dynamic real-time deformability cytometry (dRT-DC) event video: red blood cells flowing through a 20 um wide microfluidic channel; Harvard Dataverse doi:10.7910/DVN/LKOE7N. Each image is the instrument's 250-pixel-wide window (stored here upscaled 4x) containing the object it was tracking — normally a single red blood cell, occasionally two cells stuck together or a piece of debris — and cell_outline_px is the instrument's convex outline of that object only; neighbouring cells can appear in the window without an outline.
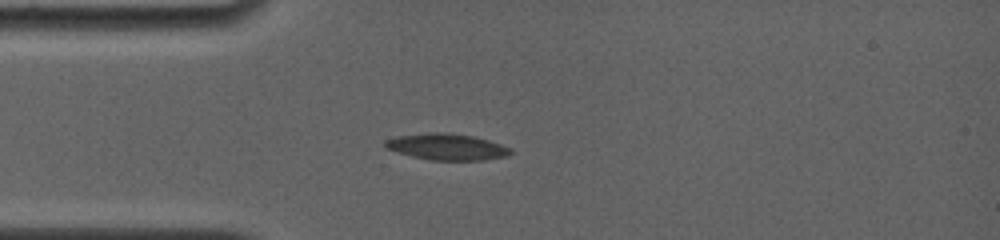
{"species": "common noctule bat (a hibernating species)", "species_latin": "Nyctalus noctula", "temperature_condition": "room temperature", "stored_images_in_passage": 3, "camera_frame_rate_fps": 4000, "um_per_image_px": 0.085, "animal": {"sex": "female", "body_mass_g": 19.0, "forearm_length_mm": 56.7}, "frame": {"image": 1, "passage_image": 1, "time_ms": 0.0, "image_size_px": [1000, 240], "cell_outline_px": [[512, 152], [508, 156], [480, 160], [432, 160], [412, 156], [384, 148], [384, 140], [396, 136], [432, 132], [448, 132], [472, 136], [488, 140], [512, 148]], "centroid_in_image_um": [37.96, 12.47], "position_along_channel_um": 47.0, "area_um2": 19.25}}